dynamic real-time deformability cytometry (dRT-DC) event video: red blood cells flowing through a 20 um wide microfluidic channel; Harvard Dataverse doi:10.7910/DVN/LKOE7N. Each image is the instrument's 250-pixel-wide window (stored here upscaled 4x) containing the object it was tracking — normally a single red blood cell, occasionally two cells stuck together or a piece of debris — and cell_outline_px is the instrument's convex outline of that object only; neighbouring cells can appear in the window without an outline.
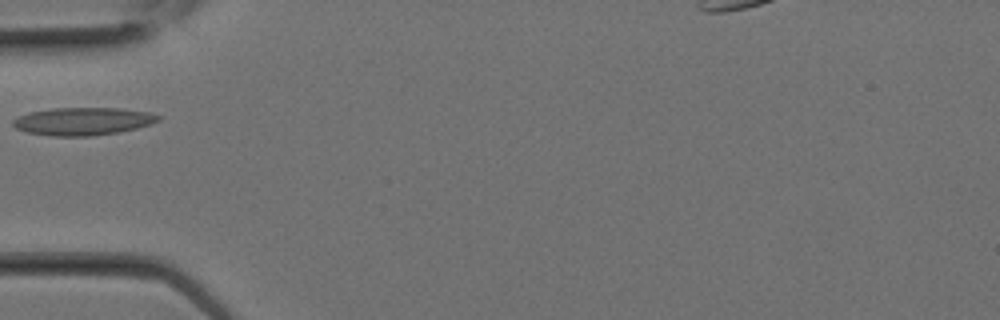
{"species": "Egyptian fruit bat (a non-hibernating species)", "species_latin": "Rousettus aegyptiacus", "temperature_condition": "room temperature", "stored_images_in_passage": 8, "camera_frame_rate_fps": 3000, "um_per_image_px": 0.085, "animal": {"sex": "female"}, "frame": {"image": 1, "passage_image": 4, "time_ms": 1.0, "image_size_px": [1000, 320], "cell_outline_px": [[160, 120], [152, 124], [120, 132], [92, 136], [48, 136], [28, 132], [16, 128], [12, 124], [12, 120], [28, 112], [52, 108], [120, 108], [148, 112], [160, 116]], "centroid_in_image_um": [7.05, 10.31], "position_along_channel_um": 78.0, "area_um2": 23.58}}
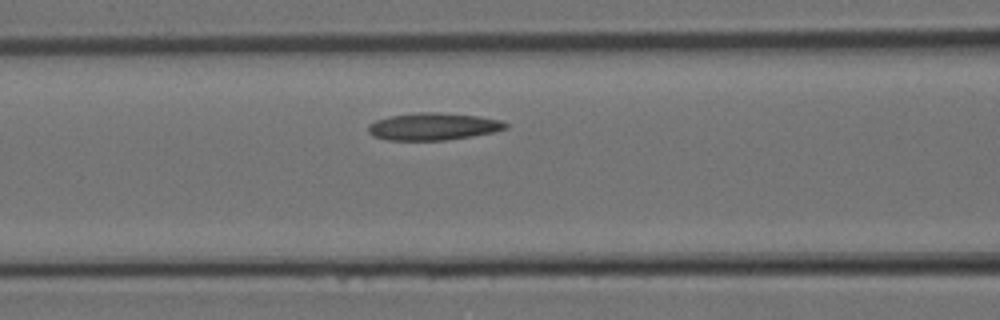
{"frame": {"image": 2, "passage_image": 6, "time_ms": 1.667, "image_size_px": [1000, 320], "cell_outline_px": [[508, 128], [492, 132], [472, 136], [444, 140], [388, 140], [372, 136], [368, 132], [368, 124], [376, 120], [388, 116], [416, 112], [440, 112], [476, 116], [500, 120], [508, 124]], "centroid_in_image_um": [36.78, 10.75], "position_along_channel_um": 129.8, "area_um2": 21.85}}
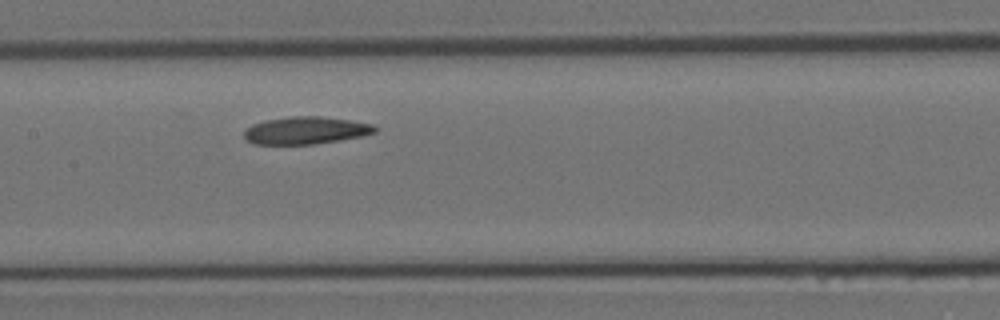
{"frame": {"image": 3, "passage_image": 8, "time_ms": 2.333, "image_size_px": [1000, 320], "cell_outline_px": [[376, 132], [360, 136], [340, 140], [316, 144], [252, 144], [244, 136], [244, 132], [252, 124], [264, 120], [288, 116], [324, 116], [352, 120], [372, 124], [376, 128]], "centroid_in_image_um": [25.98, 11.07], "position_along_channel_um": 181.4, "area_um2": 20.98}}